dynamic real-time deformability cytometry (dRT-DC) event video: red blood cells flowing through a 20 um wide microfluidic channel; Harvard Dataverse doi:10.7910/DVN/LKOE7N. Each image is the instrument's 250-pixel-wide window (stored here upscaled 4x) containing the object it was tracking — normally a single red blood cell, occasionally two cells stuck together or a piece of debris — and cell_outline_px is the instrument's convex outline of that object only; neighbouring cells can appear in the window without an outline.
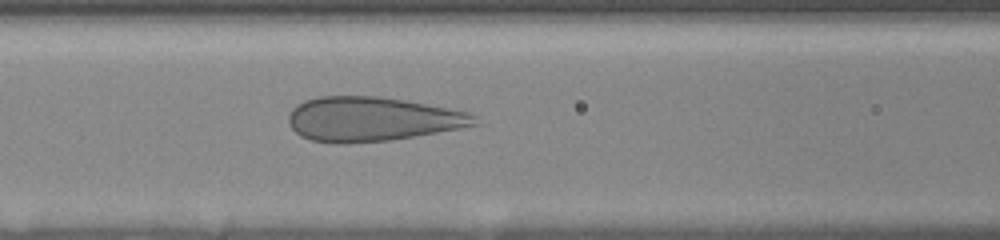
{"species": "human", "species_latin": "Homo sapiens", "temperature_condition": "room temperature", "stored_images_in_passage": 31, "camera_frame_rate_fps": 3000, "um_per_image_px": 0.085, "donor": {"sex": "female"}, "frame": {"image": 1, "passage_image": 30, "time_ms": 7.333, "image_size_px": [1000, 240], "cell_outline_px": [[480, 124], [460, 128], [416, 136], [392, 140], [340, 144], [312, 140], [300, 136], [288, 124], [288, 116], [292, 108], [304, 100], [320, 96], [380, 96], [404, 100], [468, 112], [476, 116]], "centroid_in_image_um": [31.6, 10.12], "position_along_channel_um": 135.0, "area_um2": 48.15}}